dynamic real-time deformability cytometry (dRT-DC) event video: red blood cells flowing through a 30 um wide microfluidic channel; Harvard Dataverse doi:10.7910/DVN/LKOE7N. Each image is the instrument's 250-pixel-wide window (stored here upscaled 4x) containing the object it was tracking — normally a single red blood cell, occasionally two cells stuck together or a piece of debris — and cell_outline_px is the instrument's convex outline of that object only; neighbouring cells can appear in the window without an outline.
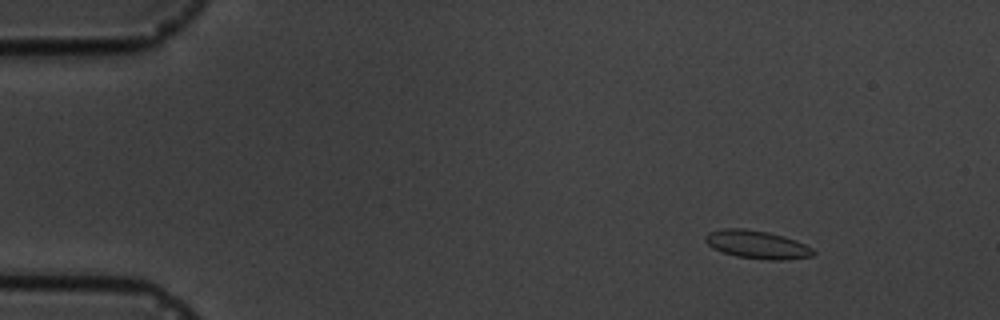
{"species": "common noctule bat (a hibernating species)", "species_latin": "Nyctalus noctula", "temperature_condition": "cold", "stored_images_in_passage": 7, "camera_frame_rate_fps": 3000, "um_per_image_px": 0.085, "animal": {"sex": "male", "body_mass_g": 19.5, "forearm_length_mm": 54.6}, "frame": {"image": 1, "passage_image": 2, "time_ms": 1.0, "image_size_px": [1000, 320], "cell_outline_px": [[816, 252], [812, 256], [784, 260], [768, 260], [736, 256], [712, 248], [704, 240], [704, 236], [708, 232], [724, 228], [744, 228], [768, 232], [784, 236], [796, 240], [812, 248]], "centroid_in_image_um": [64.34, 20.78], "position_along_channel_um": 20.7, "area_um2": 17.74}}
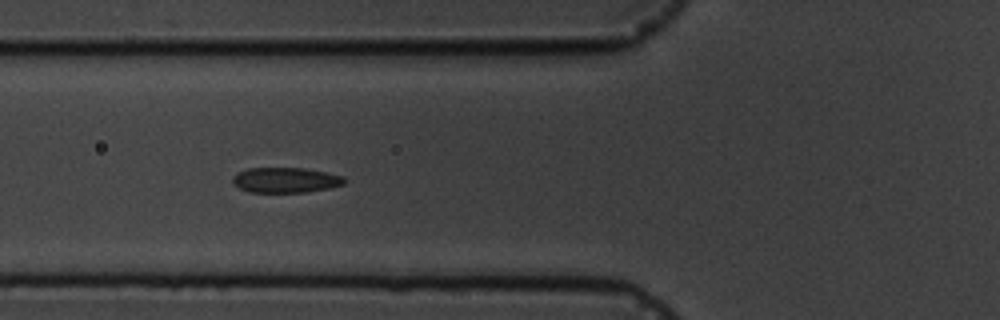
{"frame": {"image": 2, "passage_image": 6, "time_ms": 5.667, "image_size_px": [1000, 320], "cell_outline_px": [[348, 180], [344, 184], [328, 188], [308, 192], [248, 192], [232, 184], [232, 176], [236, 172], [248, 168], [304, 168], [344, 176]], "centroid_in_image_um": [24.25, 15.3], "position_along_channel_um": 101.6, "area_um2": 16.59}}
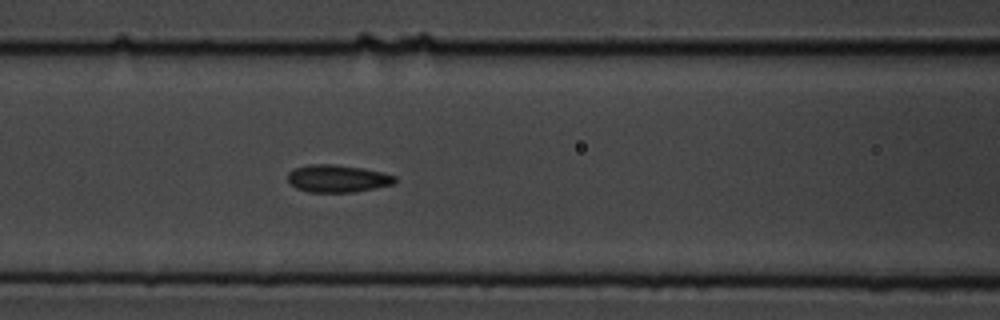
{"frame": {"image": 3, "passage_image": 7, "time_ms": 6.667, "image_size_px": [1000, 320], "cell_outline_px": [[396, 184], [376, 188], [352, 192], [308, 192], [296, 188], [288, 184], [288, 172], [296, 168], [308, 164], [336, 164], [360, 168], [380, 172], [396, 176]], "centroid_in_image_um": [28.67, 15.18], "position_along_channel_um": 137.9, "area_um2": 17.22}}